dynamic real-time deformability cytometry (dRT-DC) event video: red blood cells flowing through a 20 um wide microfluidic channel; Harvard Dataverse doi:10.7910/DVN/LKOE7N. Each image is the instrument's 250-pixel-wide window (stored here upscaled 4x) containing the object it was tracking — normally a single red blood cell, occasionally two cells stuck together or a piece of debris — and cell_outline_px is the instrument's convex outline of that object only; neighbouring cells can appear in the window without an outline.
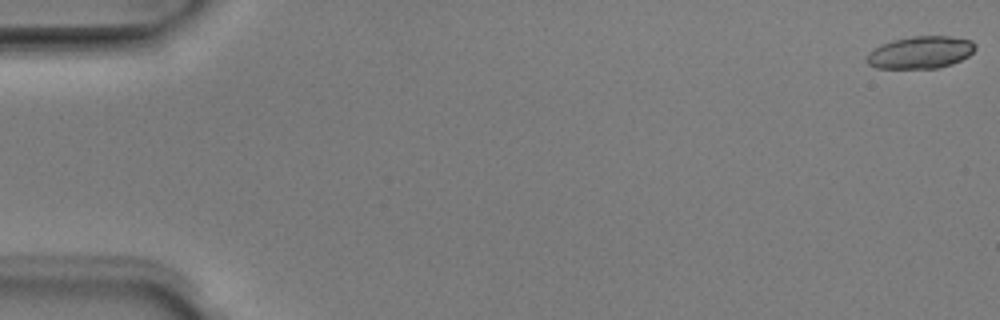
{"species": "Egyptian fruit bat (a non-hibernating species)", "species_latin": "Rousettus aegyptiacus", "temperature_condition": "room temperature", "stored_images_in_passage": 53, "segment_of_instrument_passage": [1, 2], "camera_frame_rate_fps": 3000, "um_per_image_px": 0.085, "animal": {"sex": "male"}, "frame": {"image": 1, "passage_image": 1, "time_ms": 0.0, "image_size_px": [1000, 320], "cell_outline_px": [[976, 48], [968, 56], [952, 64], [936, 68], [876, 68], [868, 64], [864, 60], [868, 52], [892, 40], [912, 36], [948, 36], [972, 40], [976, 44]], "centroid_in_image_um": [78.24, 4.45], "position_along_channel_um": 6.8, "area_um2": 20.4}}
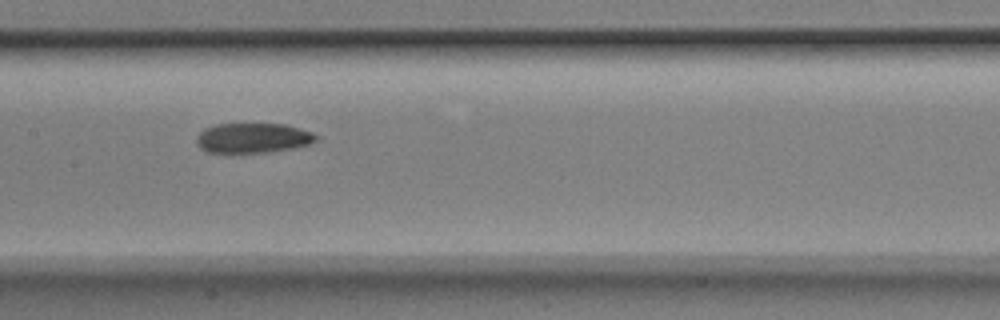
{"frame": {"image": 2, "passage_image": 26, "time_ms": 8.333, "image_size_px": [1000, 320], "cell_outline_px": [[320, 140], [308, 144], [292, 148], [268, 152], [208, 152], [200, 148], [196, 144], [196, 136], [204, 128], [216, 124], [284, 124], [312, 132], [320, 136]], "centroid_in_image_um": [21.5, 11.72], "position_along_channel_um": 185.9, "area_um2": 20.87}}
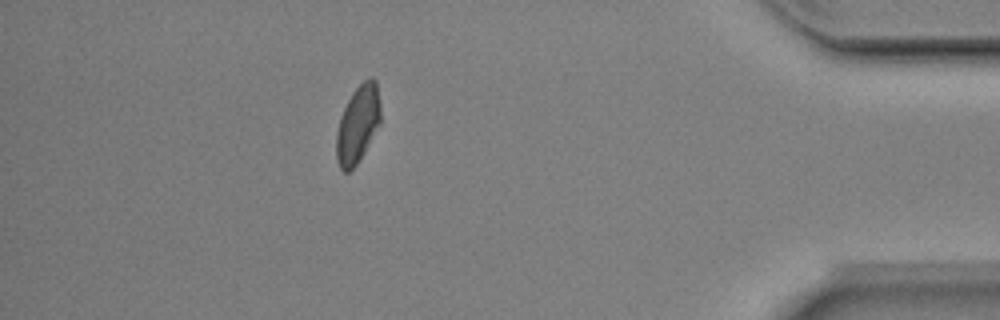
{"frame": {"image": 3, "passage_image": 46, "time_ms": 15.0, "image_size_px": [1000, 320], "cell_outline_px": [[380, 124], [364, 152], [356, 164], [348, 172], [344, 172], [340, 168], [336, 160], [336, 132], [340, 116], [352, 92], [368, 76], [372, 76], [376, 80], [380, 100]], "centroid_in_image_um": [30.41, 10.53], "position_along_channel_um": 404.8, "area_um2": 20.06}}